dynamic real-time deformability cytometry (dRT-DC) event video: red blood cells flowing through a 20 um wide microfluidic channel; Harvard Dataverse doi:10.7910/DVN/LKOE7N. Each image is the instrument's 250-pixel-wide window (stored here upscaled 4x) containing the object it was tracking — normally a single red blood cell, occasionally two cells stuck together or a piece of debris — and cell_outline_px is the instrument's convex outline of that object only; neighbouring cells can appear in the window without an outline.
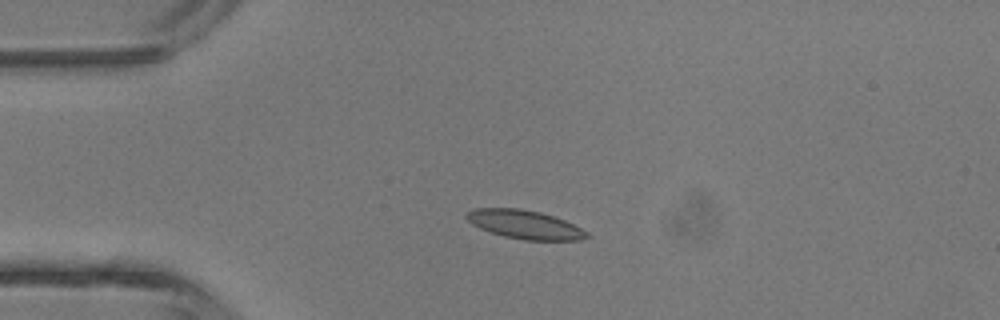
{"species": "common noctule bat (a hibernating species)", "species_latin": "Nyctalus noctula", "temperature_condition": "room temperature", "stored_images_in_passage": 5, "camera_frame_rate_fps": 3000, "um_per_image_px": 0.085, "animal": {"sex": "male", "body_mass_g": 13.3}, "frame": {"image": 1, "passage_image": 3, "time_ms": 2.333, "image_size_px": [1000, 320], "cell_outline_px": [[592, 236], [580, 240], [524, 240], [504, 236], [480, 228], [472, 224], [464, 216], [468, 212], [476, 208], [520, 208], [540, 212], [564, 220], [588, 232]], "centroid_in_image_um": [44.62, 19.08], "position_along_channel_um": 40.4, "area_um2": 19.94}}
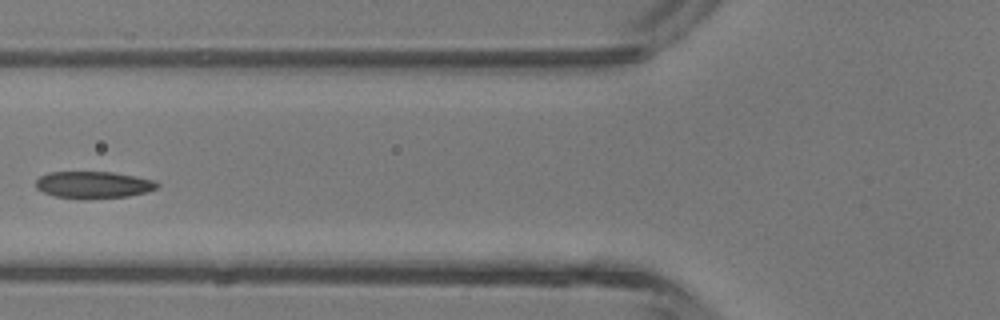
{"frame": {"image": 2, "passage_image": 5, "time_ms": 4.667, "image_size_px": [1000, 320], "cell_outline_px": [[160, 184], [156, 188], [148, 192], [128, 196], [84, 200], [80, 200], [56, 196], [44, 192], [36, 188], [36, 180], [40, 176], [48, 172], [112, 172], [136, 176], [156, 180]], "centroid_in_image_um": [7.96, 15.72], "position_along_channel_um": 117.8, "area_um2": 19.36}}